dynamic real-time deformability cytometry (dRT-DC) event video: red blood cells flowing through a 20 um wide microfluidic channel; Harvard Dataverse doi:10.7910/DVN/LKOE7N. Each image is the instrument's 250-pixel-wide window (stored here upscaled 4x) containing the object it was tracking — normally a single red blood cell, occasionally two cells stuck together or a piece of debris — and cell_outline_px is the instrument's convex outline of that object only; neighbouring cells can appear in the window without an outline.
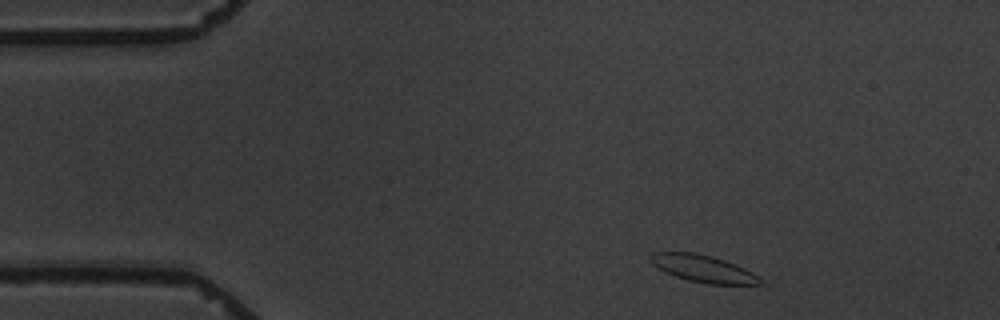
{"species": "common noctule bat (a hibernating species)", "species_latin": "Nyctalus noctula", "temperature_condition": "warm", "stored_images_in_passage": 9, "camera_frame_rate_fps": 3000, "um_per_image_px": 0.085, "animal": {"sex": "male", "body_mass_g": 19.5, "forearm_length_mm": 54.6}, "frame": {"image": 1, "passage_image": 1, "time_ms": 0.0, "image_size_px": [1000, 320], "cell_outline_px": [[768, 284], [704, 284], [688, 280], [664, 272], [656, 268], [652, 264], [648, 256], [652, 252], [696, 252], [712, 256], [724, 260], [744, 268], [760, 276]], "centroid_in_image_um": [59.77, 22.83], "position_along_channel_um": 25.2, "area_um2": 17.63}}
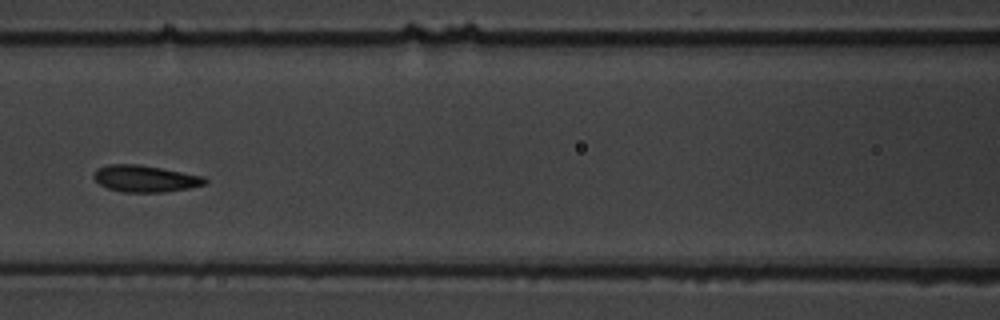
{"frame": {"image": 2, "passage_image": 6, "time_ms": 5.667, "image_size_px": [1000, 320], "cell_outline_px": [[208, 180], [204, 184], [188, 188], [164, 192], [124, 192], [108, 188], [100, 184], [92, 176], [96, 168], [108, 164], [136, 164], [160, 168], [204, 176]], "centroid_in_image_um": [12.31, 15.18], "position_along_channel_um": 154.3, "area_um2": 17.17}}
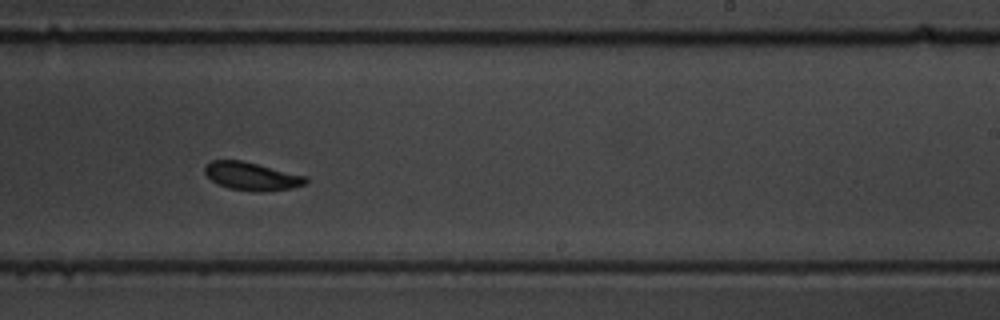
{"frame": {"image": 3, "passage_image": 9, "time_ms": 9.0, "image_size_px": [1000, 320], "cell_outline_px": [[308, 184], [292, 188], [260, 192], [252, 192], [228, 188], [216, 184], [204, 172], [204, 168], [212, 160], [240, 160], [308, 176]], "centroid_in_image_um": [21.43, 15.0], "position_along_channel_um": 267.6, "area_um2": 16.65}}